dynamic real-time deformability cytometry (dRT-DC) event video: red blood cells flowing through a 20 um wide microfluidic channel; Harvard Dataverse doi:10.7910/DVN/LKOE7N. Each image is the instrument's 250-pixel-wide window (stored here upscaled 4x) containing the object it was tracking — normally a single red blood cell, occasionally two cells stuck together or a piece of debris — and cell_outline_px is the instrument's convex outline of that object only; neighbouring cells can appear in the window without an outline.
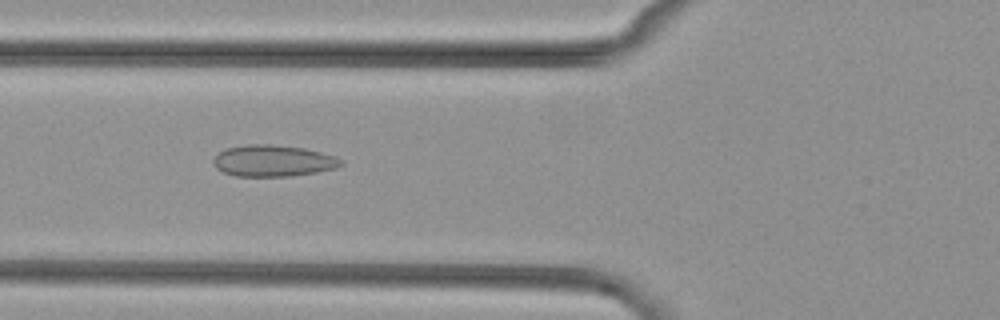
{"species": "common noctule bat (a hibernating species)", "species_latin": "Nyctalus noctula", "temperature_condition": "cold", "stored_images_in_passage": 38, "camera_frame_rate_fps": 3000, "um_per_image_px": 0.085, "animal": {"sex": "female", "body_mass_g": 29.2, "forearm_length_mm": 56.3}, "frame": {"image": 1, "passage_image": 5, "time_ms": 1.333, "image_size_px": [1000, 320], "cell_outline_px": [[344, 164], [336, 168], [316, 172], [292, 176], [236, 176], [224, 172], [216, 168], [212, 164], [212, 160], [224, 148], [248, 144], [272, 144], [304, 148], [336, 156], [344, 160]], "centroid_in_image_um": [23.22, 13.66], "position_along_channel_um": 102.6, "area_um2": 23.58}}
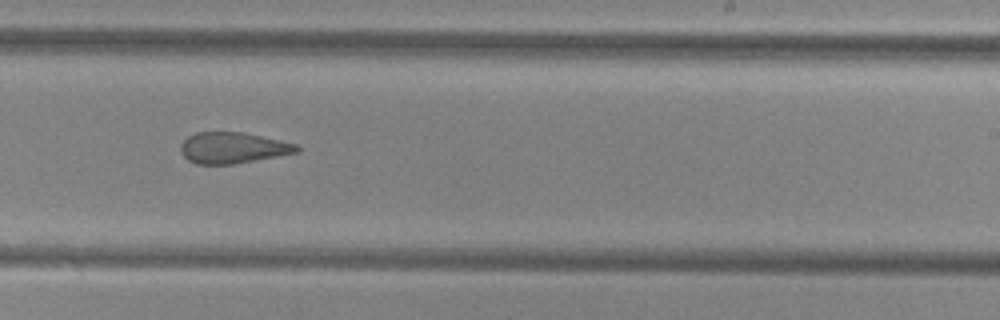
{"frame": {"image": 2, "passage_image": 18, "time_ms": 5.667, "image_size_px": [1000, 320], "cell_outline_px": [[300, 152], [232, 164], [196, 164], [188, 160], [180, 152], [180, 144], [188, 136], [196, 132], [244, 132], [296, 144], [300, 148]], "centroid_in_image_um": [19.76, 12.56], "position_along_channel_um": 269.2, "area_um2": 20.98}}
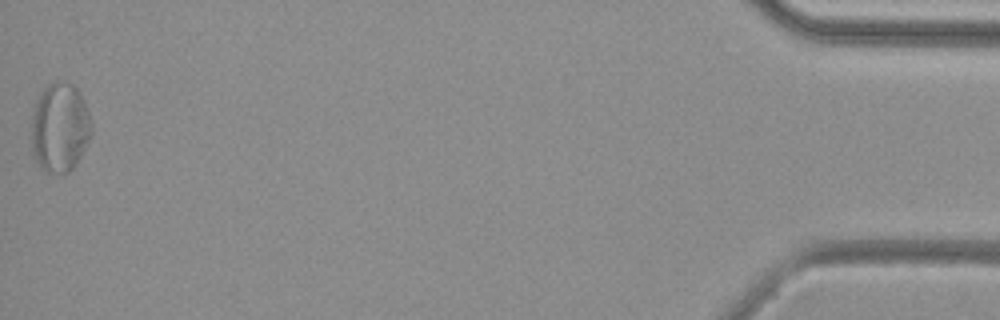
{"frame": {"image": 3, "passage_image": 38, "time_ms": 12.333, "image_size_px": [1000, 320], "cell_outline_px": [[92, 136], [80, 156], [72, 168], [68, 172], [48, 172], [32, 156], [32, 108], [40, 92], [52, 80], [60, 80], [72, 84], [80, 92], [88, 112], [92, 124]], "centroid_in_image_um": [5.08, 10.78], "position_along_channel_um": 430.1, "area_um2": 31.39}, "authors_computed_cell_mechanics": {"area_um2": 22.5709, "velocity_mm_per_s": 3.8376, "shape_relaxation_time_tau1_ms": null, "shape_relaxation_time_tau2_ms": 2.04, "deformation_change_tau1": null, "deformation_change_tau2": 0.0975}}